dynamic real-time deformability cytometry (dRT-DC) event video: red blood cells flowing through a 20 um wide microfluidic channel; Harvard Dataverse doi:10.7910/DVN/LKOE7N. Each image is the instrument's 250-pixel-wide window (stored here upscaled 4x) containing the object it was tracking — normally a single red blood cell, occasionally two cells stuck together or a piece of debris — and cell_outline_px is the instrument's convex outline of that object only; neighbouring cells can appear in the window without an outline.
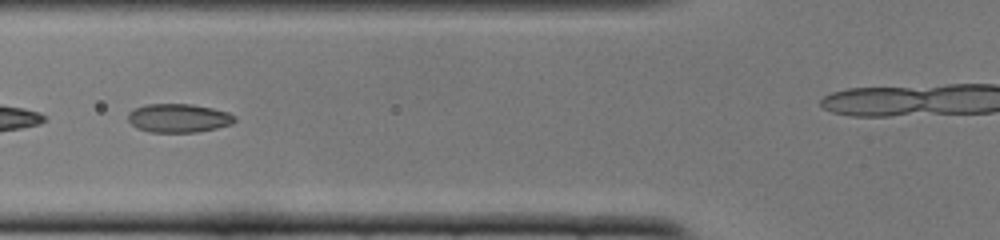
{"species": "common noctule bat (a hibernating species)", "species_latin": "Nyctalus noctula", "temperature_condition": "cold", "stored_images_in_passage": 41, "camera_frame_rate_fps": 3000, "um_per_image_px": 0.085, "animal": {"sex": "female", "body_mass_g": 22.0, "forearm_length_mm": 56.7}, "frame": {"image": 1, "passage_image": 18, "time_ms": 5.667, "image_size_px": [1000, 240], "cell_outline_px": [[236, 120], [232, 124], [216, 128], [196, 132], [152, 132], [136, 128], [128, 120], [128, 112], [144, 104], [192, 104], [212, 108], [228, 112], [236, 116]], "centroid_in_image_um": [15.18, 10.03], "position_along_channel_um": 110.6, "area_um2": 17.86}}
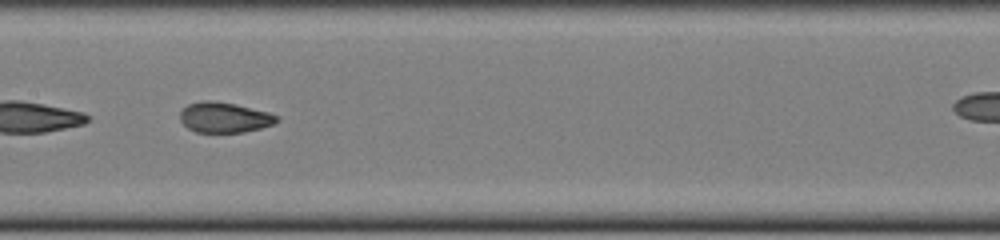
{"frame": {"image": 2, "passage_image": 24, "time_ms": 7.667, "image_size_px": [1000, 240], "cell_outline_px": [[280, 120], [276, 124], [244, 132], [196, 132], [188, 128], [180, 120], [180, 112], [188, 104], [200, 100], [212, 100], [236, 104], [268, 112], [280, 116]], "centroid_in_image_um": [19.1, 9.97], "position_along_channel_um": 188.3, "area_um2": 17.28}}